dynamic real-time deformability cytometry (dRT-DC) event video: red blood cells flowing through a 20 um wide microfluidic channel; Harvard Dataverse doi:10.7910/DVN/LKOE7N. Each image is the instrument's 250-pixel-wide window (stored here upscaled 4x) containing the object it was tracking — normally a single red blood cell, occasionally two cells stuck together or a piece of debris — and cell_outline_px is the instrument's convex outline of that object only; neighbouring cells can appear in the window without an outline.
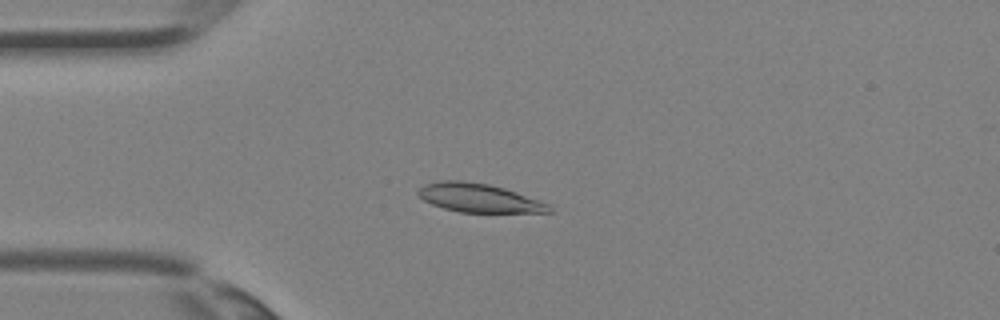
{"species": "Egyptian fruit bat (a non-hibernating species)", "species_latin": "Rousettus aegyptiacus", "temperature_condition": "room temperature", "stored_images_in_passage": 4, "camera_frame_rate_fps": 3000, "um_per_image_px": 0.085, "animal": {"sex": "female"}, "frame": {"image": 1, "passage_image": 3, "time_ms": 0.667, "image_size_px": [1000, 320], "cell_outline_px": [[552, 212], [460, 212], [444, 208], [432, 204], [424, 200], [416, 192], [424, 184], [440, 180], [464, 180], [488, 184], [504, 188], [516, 192], [548, 204], [552, 208]], "centroid_in_image_um": [40.67, 16.81], "position_along_channel_um": 44.3, "area_um2": 21.68}}